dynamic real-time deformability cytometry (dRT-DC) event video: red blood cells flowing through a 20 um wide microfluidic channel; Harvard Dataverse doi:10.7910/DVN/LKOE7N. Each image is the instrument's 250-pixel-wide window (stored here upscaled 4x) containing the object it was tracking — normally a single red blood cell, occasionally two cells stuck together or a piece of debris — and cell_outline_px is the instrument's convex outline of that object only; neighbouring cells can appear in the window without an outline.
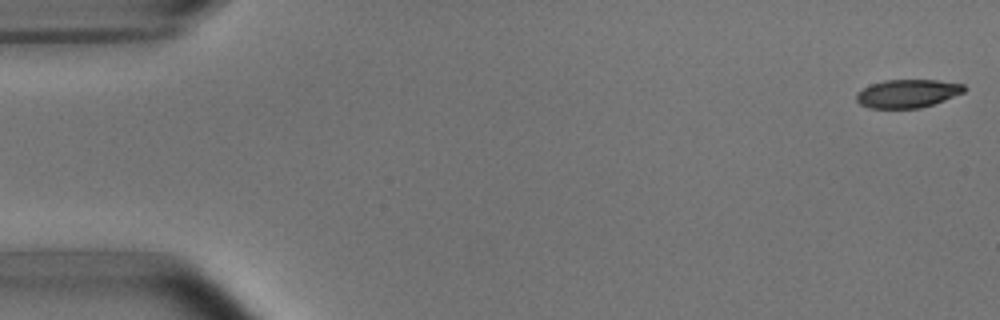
{"species": "common noctule bat (a hibernating species)", "species_latin": "Nyctalus noctula", "temperature_condition": "room temperature", "stored_images_in_passage": 5, "camera_frame_rate_fps": 3000, "um_per_image_px": 0.085, "animal": {"sex": "male", "body_mass_g": 15.6}, "frame": {"image": 1, "passage_image": 1, "time_ms": 0.0, "image_size_px": [1000, 320], "cell_outline_px": [[968, 88], [964, 92], [944, 100], [920, 108], [868, 108], [860, 104], [856, 100], [856, 92], [872, 84], [884, 80], [936, 80], [964, 84]], "centroid_in_image_um": [77.14, 7.95], "position_along_channel_um": 7.9, "area_um2": 17.74}}
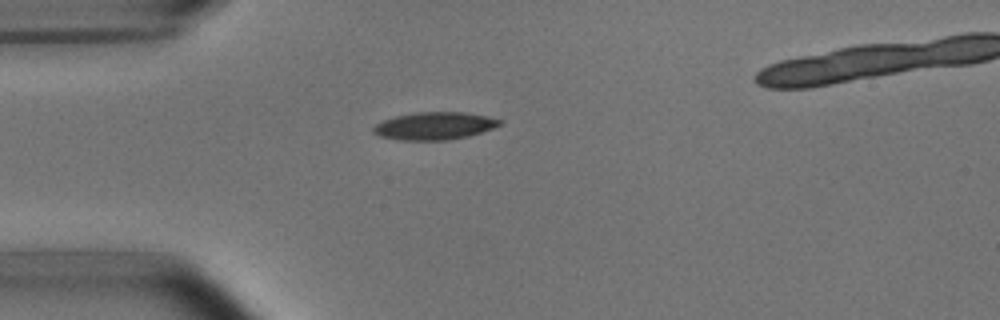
{"frame": {"image": 2, "passage_image": 4, "time_ms": 4.333, "image_size_px": [1000, 320], "cell_outline_px": [[504, 120], [500, 124], [492, 128], [468, 136], [448, 140], [396, 140], [380, 136], [372, 132], [372, 128], [376, 124], [384, 120], [396, 116], [416, 112], [464, 112]], "centroid_in_image_um": [36.89, 10.7], "position_along_channel_um": 48.1, "area_um2": 20.17}}